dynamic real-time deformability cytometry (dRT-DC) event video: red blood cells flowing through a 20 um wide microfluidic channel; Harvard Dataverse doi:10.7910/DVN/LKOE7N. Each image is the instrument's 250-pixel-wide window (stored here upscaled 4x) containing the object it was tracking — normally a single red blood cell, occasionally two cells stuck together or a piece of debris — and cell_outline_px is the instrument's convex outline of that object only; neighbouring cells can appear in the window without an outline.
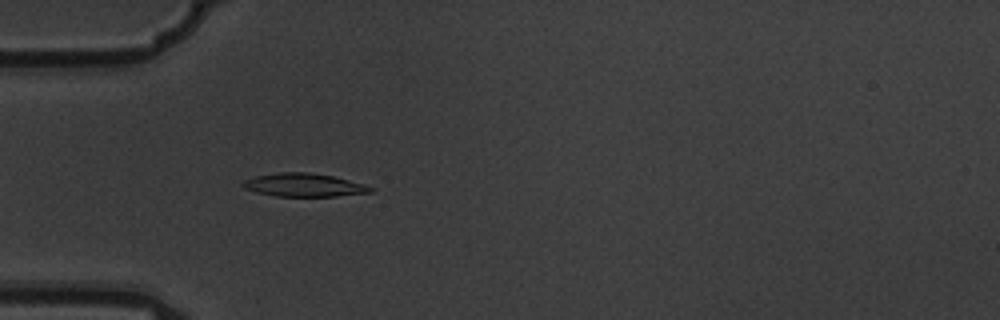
{"species": "common noctule bat (a hibernating species)", "species_latin": "Nyctalus noctula", "temperature_condition": "warm", "stored_images_in_passage": 6, "camera_frame_rate_fps": 3000, "um_per_image_px": 0.085, "animal": {"sex": "male", "body_mass_g": 19.5, "forearm_length_mm": 54.6}, "frame": {"image": 1, "passage_image": 6, "time_ms": 1.667, "image_size_px": [1000, 320], "cell_outline_px": [[372, 192], [336, 196], [276, 196], [256, 192], [244, 188], [240, 184], [244, 180], [256, 176], [280, 172], [308, 172], [332, 176], [364, 184], [372, 188]], "centroid_in_image_um": [25.79, 15.72], "position_along_channel_um": 59.2, "area_um2": 17.11}}